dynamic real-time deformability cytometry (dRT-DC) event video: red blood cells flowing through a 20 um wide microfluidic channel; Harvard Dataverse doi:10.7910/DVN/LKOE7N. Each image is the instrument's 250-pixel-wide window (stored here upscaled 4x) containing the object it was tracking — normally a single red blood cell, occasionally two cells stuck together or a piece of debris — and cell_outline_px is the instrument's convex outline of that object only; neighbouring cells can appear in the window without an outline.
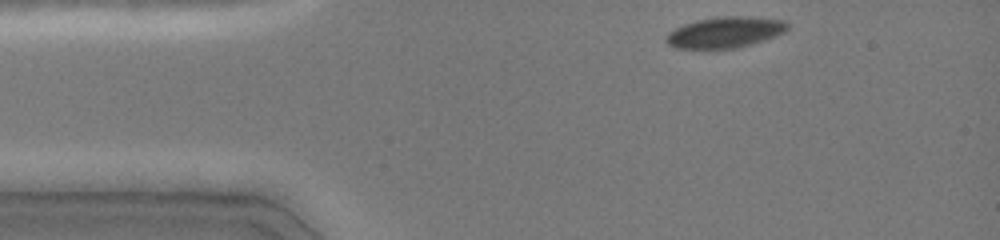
{"species": "common noctule bat (a hibernating species)", "species_latin": "Nyctalus noctula", "temperature_condition": "cold", "stored_images_in_passage": 36, "camera_frame_rate_fps": 3000, "um_per_image_px": 0.085, "animal": {"sex": "female", "body_mass_g": 19.0, "forearm_length_mm": 51.5}, "frame": {"image": 1, "passage_image": 1, "time_ms": 0.0, "image_size_px": [1000, 240], "cell_outline_px": [[788, 28], [784, 32], [776, 36], [752, 44], [736, 48], [676, 48], [668, 44], [664, 40], [668, 32], [684, 24], [696, 20], [716, 16], [748, 16], [784, 20], [788, 24]], "centroid_in_image_um": [61.63, 2.73], "position_along_channel_um": 23.4, "area_um2": 21.96}}
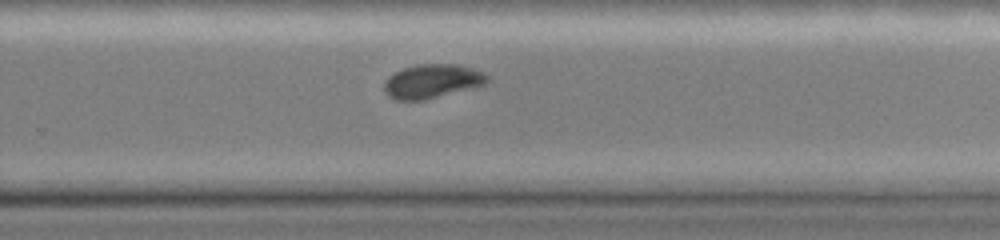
{"frame": {"image": 2, "passage_image": 25, "time_ms": 8.0, "image_size_px": [1000, 240], "cell_outline_px": [[488, 80], [484, 84], [424, 100], [396, 100], [388, 96], [384, 92], [384, 84], [388, 76], [404, 68], [416, 64], [460, 64], [484, 72], [488, 76]], "centroid_in_image_um": [36.7, 6.89], "position_along_channel_um": 293.1, "area_um2": 20.23}}
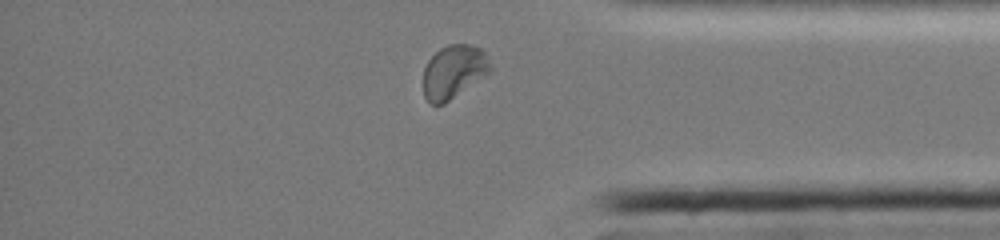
{"frame": {"image": 3, "passage_image": 33, "time_ms": 10.667, "image_size_px": [1000, 240], "cell_outline_px": [[492, 72], [444, 104], [432, 104], [424, 96], [424, 68], [428, 60], [440, 48], [448, 44], [472, 44], [480, 48], [488, 56], [492, 68]], "centroid_in_image_um": [38.6, 6.08], "position_along_channel_um": 396.6, "area_um2": 21.04}}